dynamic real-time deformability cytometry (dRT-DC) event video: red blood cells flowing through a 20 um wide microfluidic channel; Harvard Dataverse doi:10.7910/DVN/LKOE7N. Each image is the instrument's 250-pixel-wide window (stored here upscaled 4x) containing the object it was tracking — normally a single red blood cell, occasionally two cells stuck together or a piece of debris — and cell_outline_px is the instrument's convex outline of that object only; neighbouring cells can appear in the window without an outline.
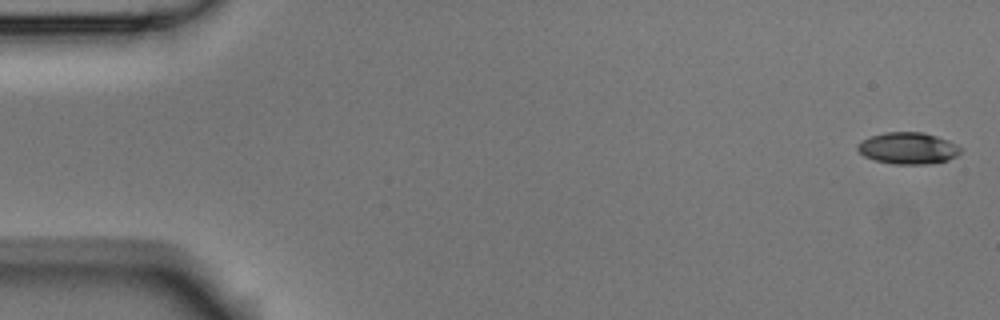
{"species": "Egyptian fruit bat (a non-hibernating species)", "species_latin": "Rousettus aegyptiacus", "temperature_condition": "room temperature", "stored_images_in_passage": 6, "camera_frame_rate_fps": 3000, "um_per_image_px": 0.085, "animal": {"sex": "male"}, "frame": {"image": 1, "passage_image": 1, "time_ms": 0.0, "image_size_px": [1000, 320], "cell_outline_px": [[960, 152], [956, 156], [948, 160], [928, 164], [896, 164], [876, 160], [864, 156], [856, 148], [856, 144], [872, 136], [884, 132], [924, 132], [948, 140], [956, 144], [960, 148]], "centroid_in_image_um": [77.18, 12.59], "position_along_channel_um": 7.8, "area_um2": 18.84}}
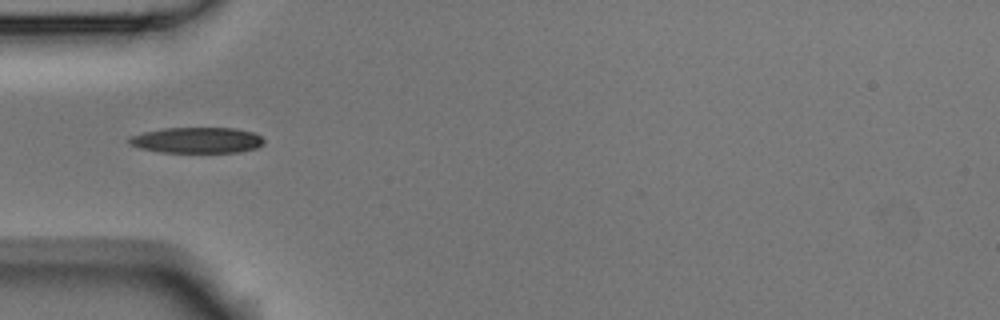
{"frame": {"image": 2, "passage_image": 5, "time_ms": 1.333, "image_size_px": [1000, 320], "cell_outline_px": [[264, 144], [256, 148], [240, 152], [160, 152], [140, 148], [128, 144], [128, 140], [132, 136], [144, 132], [164, 128], [236, 128], [252, 132], [260, 136], [264, 140]], "centroid_in_image_um": [16.76, 11.92], "position_along_channel_um": 68.2, "area_um2": 20.23}}
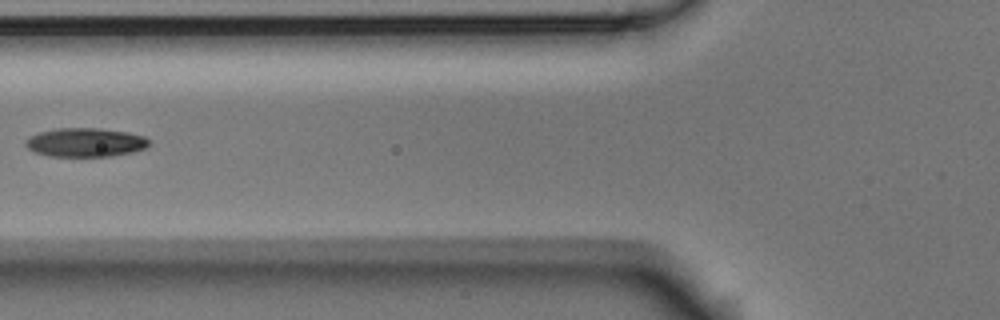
{"frame": {"image": 3, "passage_image": 6, "time_ms": 1.667, "image_size_px": [1000, 320], "cell_outline_px": [[148, 144], [144, 148], [132, 152], [112, 156], [48, 156], [36, 152], [28, 148], [24, 144], [32, 136], [40, 132], [56, 128], [96, 128], [128, 132], [144, 136], [148, 140]], "centroid_in_image_um": [7.26, 12.1], "position_along_channel_um": 118.5, "area_um2": 20.46}}